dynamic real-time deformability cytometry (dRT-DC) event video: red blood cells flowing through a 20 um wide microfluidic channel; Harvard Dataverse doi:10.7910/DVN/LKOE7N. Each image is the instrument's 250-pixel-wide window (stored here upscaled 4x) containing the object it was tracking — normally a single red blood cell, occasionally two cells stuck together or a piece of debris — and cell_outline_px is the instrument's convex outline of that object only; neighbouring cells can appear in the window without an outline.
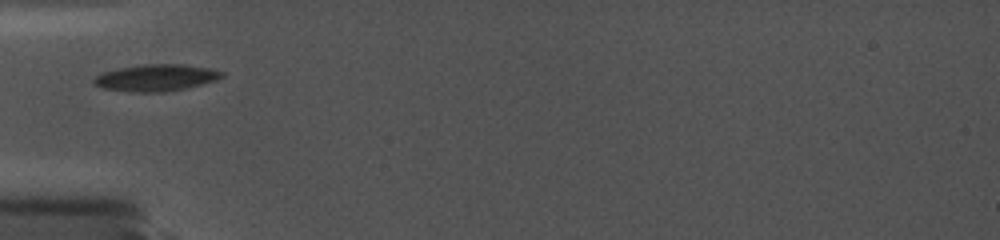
{"species": "common noctule bat (a hibernating species)", "species_latin": "Nyctalus noctula", "temperature_condition": "cold", "stored_images_in_passage": 23, "camera_frame_rate_fps": 5000, "um_per_image_px": 0.085, "animal": {"sex": "female", "body_mass_g": 19.0, "forearm_length_mm": 56.7}, "frame": {"image": 1, "passage_image": 1, "time_ms": 0.0, "image_size_px": [1000, 240], "cell_outline_px": [[224, 76], [216, 80], [184, 88], [164, 92], [132, 92], [104, 88], [96, 84], [92, 80], [96, 76], [104, 72], [120, 68], [140, 64], [184, 64], [208, 68], [224, 72]], "centroid_in_image_um": [13.28, 6.6], "position_along_channel_um": 71.7, "area_um2": 19.71}}
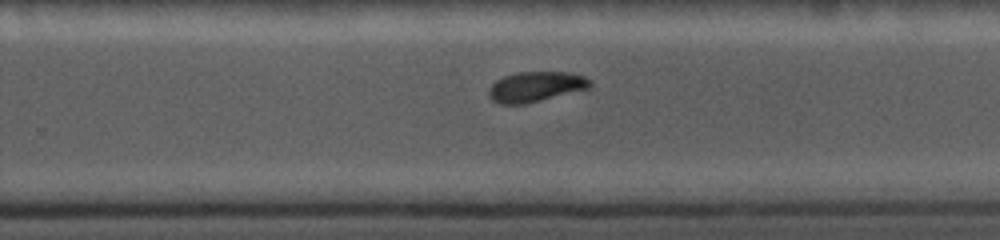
{"frame": {"image": 2, "passage_image": 13, "time_ms": 5.6, "image_size_px": [1000, 240], "cell_outline_px": [[592, 88], [524, 104], [500, 104], [492, 100], [488, 96], [488, 88], [496, 80], [504, 76], [516, 72], [568, 72], [584, 76], [592, 80]], "centroid_in_image_um": [45.55, 7.37], "position_along_channel_um": 284.2, "area_um2": 18.03}}
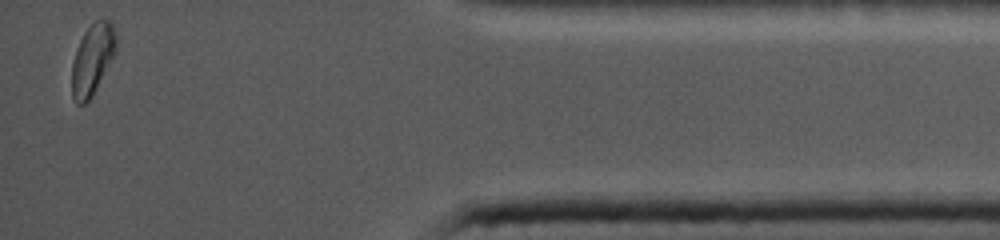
{"frame": {"image": 3, "passage_image": 23, "time_ms": 10.2, "image_size_px": [1000, 240], "cell_outline_px": [[116, 48], [92, 96], [84, 104], [76, 104], [72, 96], [72, 64], [80, 40], [84, 32], [100, 16], [108, 20], [112, 24], [116, 36]], "centroid_in_image_um": [7.84, 5.01], "position_along_channel_um": 427.4, "area_um2": 17.8}}